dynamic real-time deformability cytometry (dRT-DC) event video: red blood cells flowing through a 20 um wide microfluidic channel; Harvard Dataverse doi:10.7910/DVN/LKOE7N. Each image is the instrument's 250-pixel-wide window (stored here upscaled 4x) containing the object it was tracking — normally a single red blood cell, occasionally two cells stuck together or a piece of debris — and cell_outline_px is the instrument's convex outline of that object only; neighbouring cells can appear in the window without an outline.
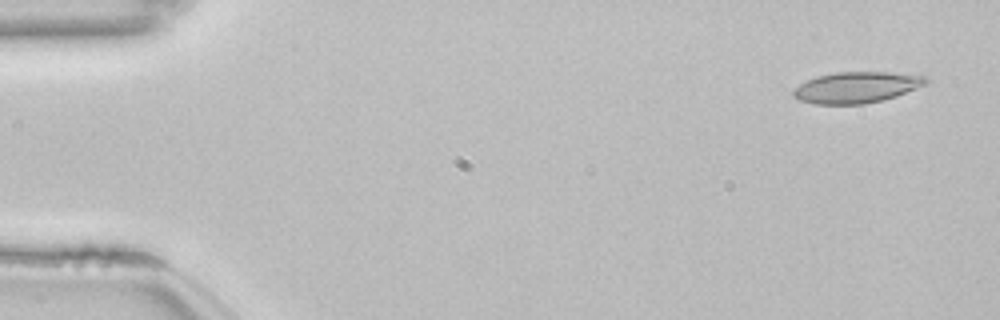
{"species": "common noctule bat (a hibernating species)", "species_latin": "Nyctalus noctula", "temperature_condition": "room temperature", "stored_images_in_passage": 51, "camera_frame_rate_fps": 3000, "um_per_image_px": 0.085, "animal": {"sex": "female", "body_mass_g": 22.7, "forearm_length_mm": 54.2}, "frame": {"image": 1, "passage_image": 1, "time_ms": 0.0, "image_size_px": [1000, 320], "cell_outline_px": [[928, 80], [924, 84], [916, 88], [896, 96], [864, 104], [816, 104], [800, 100], [792, 96], [792, 88], [816, 76], [836, 72], [888, 72], [924, 76]], "centroid_in_image_um": [72.74, 7.42], "position_along_channel_um": 12.3, "area_um2": 23.81}}
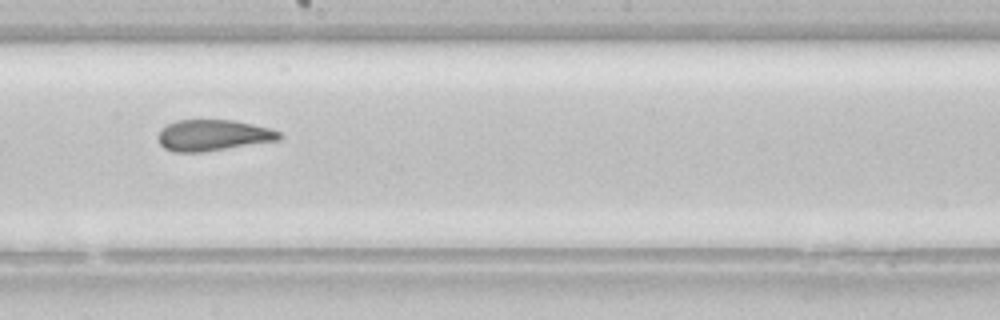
{"frame": {"image": 2, "passage_image": 28, "time_ms": 9.0, "image_size_px": [1000, 320], "cell_outline_px": [[284, 136], [280, 140], [204, 152], [172, 152], [164, 148], [156, 140], [156, 136], [168, 124], [176, 120], [232, 120], [252, 124], [268, 128], [280, 132]], "centroid_in_image_um": [18.1, 11.51], "position_along_channel_um": 230.1, "area_um2": 22.08}}
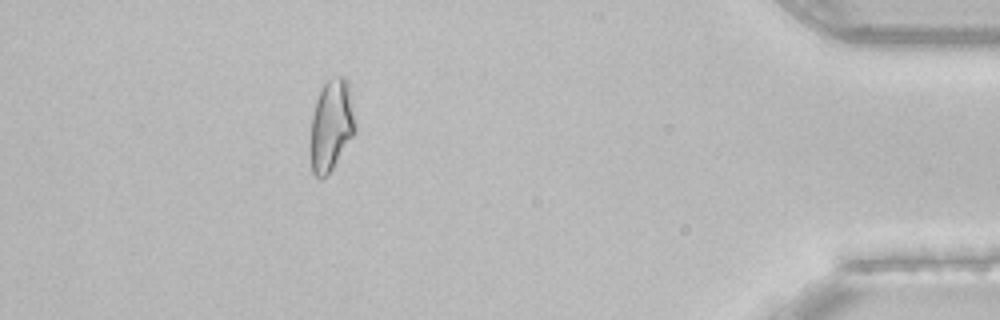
{"frame": {"image": 3, "passage_image": 46, "time_ms": 15.0, "image_size_px": [1000, 320], "cell_outline_px": [[356, 132], [328, 176], [316, 176], [312, 172], [308, 148], [312, 116], [316, 100], [324, 84], [332, 76], [348, 76], [356, 124]], "centroid_in_image_um": [28.16, 10.65], "position_along_channel_um": 407.0, "area_um2": 24.62}, "authors_computed_cell_mechanics": {"area_um2": 23.12, "velocity_mm_per_s": 3.8459, "shape_relaxation_time_tau1_ms": null, "shape_relaxation_time_tau2_ms": 2.7096, "deformation_change_tau1": null, "deformation_change_tau2": 0.1032}}